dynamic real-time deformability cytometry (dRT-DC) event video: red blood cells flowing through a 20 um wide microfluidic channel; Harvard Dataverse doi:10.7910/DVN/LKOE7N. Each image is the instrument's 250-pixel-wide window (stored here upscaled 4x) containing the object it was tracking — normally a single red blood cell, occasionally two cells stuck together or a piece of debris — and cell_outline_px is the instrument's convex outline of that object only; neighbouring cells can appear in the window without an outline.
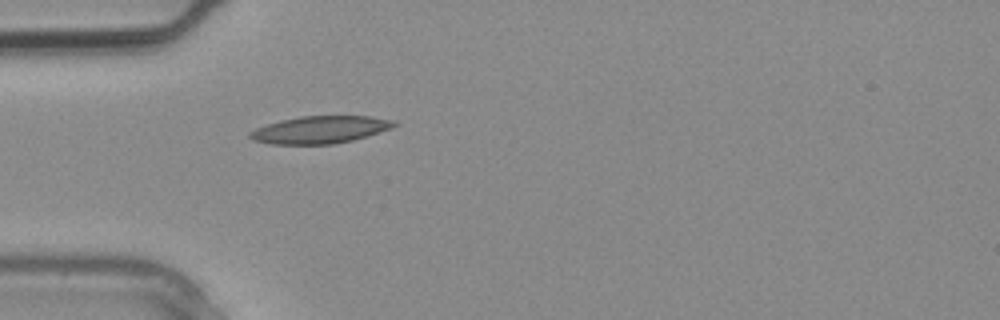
{"species": "common noctule bat (a hibernating species)", "species_latin": "Nyctalus noctula", "temperature_condition": "warm", "stored_images_in_passage": 2, "camera_frame_rate_fps": 3000, "um_per_image_px": 0.085, "animal": {"sex": "male", "body_mass_g": 20.4}, "frame": {"image": 1, "passage_image": 2, "time_ms": 0.333, "image_size_px": [1000, 320], "cell_outline_px": [[400, 124], [392, 128], [380, 132], [352, 140], [332, 144], [272, 144], [252, 140], [248, 136], [248, 132], [256, 128], [280, 120], [300, 116], [368, 116], [396, 120]], "centroid_in_image_um": [27.23, 11.02], "position_along_channel_um": 57.8, "area_um2": 23.06}}